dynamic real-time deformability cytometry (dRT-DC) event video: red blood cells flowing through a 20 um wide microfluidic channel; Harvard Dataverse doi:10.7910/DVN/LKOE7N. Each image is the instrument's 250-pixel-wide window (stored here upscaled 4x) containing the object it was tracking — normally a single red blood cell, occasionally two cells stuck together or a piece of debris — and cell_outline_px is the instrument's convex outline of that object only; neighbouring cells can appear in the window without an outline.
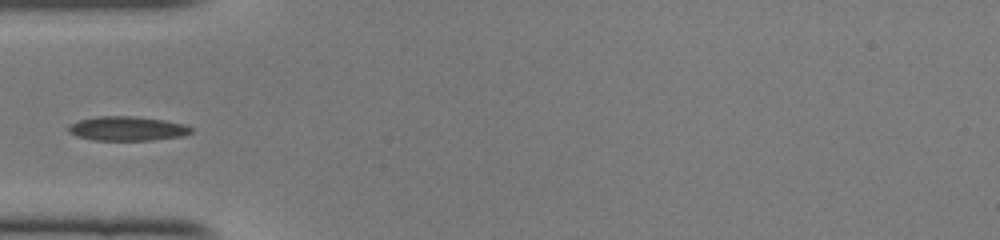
{"species": "common noctule bat (a hibernating species)", "species_latin": "Nyctalus noctula", "temperature_condition": "cold", "stored_images_in_passage": 34, "camera_frame_rate_fps": 3000, "um_per_image_px": 0.085, "animal": {"sex": "female", "body_mass_g": 22.0, "forearm_length_mm": 56.7}, "frame": {"image": 1, "passage_image": 1, "time_ms": 0.0, "image_size_px": [1000, 240], "cell_outline_px": [[192, 132], [184, 136], [152, 140], [92, 140], [76, 136], [68, 132], [68, 128], [72, 124], [80, 120], [96, 116], [132, 116], [164, 120], [184, 124], [192, 128]], "centroid_in_image_um": [10.83, 10.93], "position_along_channel_um": 74.2, "area_um2": 17.34}}
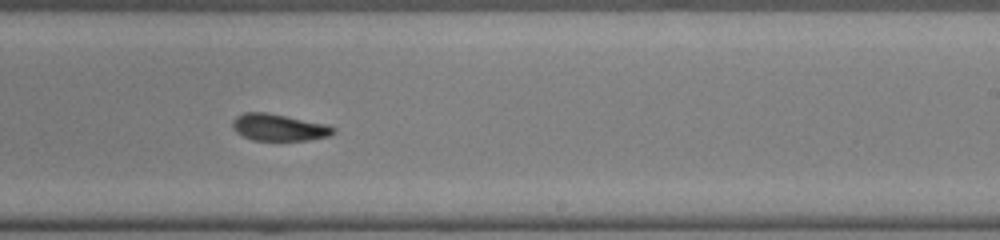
{"frame": {"image": 2, "passage_image": 15, "time_ms": 4.667, "image_size_px": [1000, 240], "cell_outline_px": [[336, 132], [332, 136], [308, 140], [252, 140], [236, 132], [232, 128], [232, 120], [236, 116], [244, 112], [264, 112], [328, 124], [336, 128]], "centroid_in_image_um": [23.73, 10.83], "position_along_channel_um": 265.3, "area_um2": 15.9}}
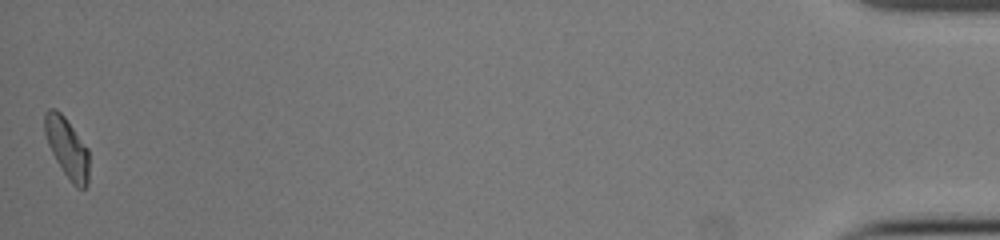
{"frame": {"image": 3, "passage_image": 34, "time_ms": 11.0, "image_size_px": [1000, 240], "cell_outline_px": [[88, 184], [84, 188], [76, 188], [72, 184], [56, 160], [48, 144], [44, 132], [44, 112], [48, 108], [56, 108], [64, 116], [88, 148]], "centroid_in_image_um": [5.69, 12.54], "position_along_channel_um": 429.5, "area_um2": 15.49}}